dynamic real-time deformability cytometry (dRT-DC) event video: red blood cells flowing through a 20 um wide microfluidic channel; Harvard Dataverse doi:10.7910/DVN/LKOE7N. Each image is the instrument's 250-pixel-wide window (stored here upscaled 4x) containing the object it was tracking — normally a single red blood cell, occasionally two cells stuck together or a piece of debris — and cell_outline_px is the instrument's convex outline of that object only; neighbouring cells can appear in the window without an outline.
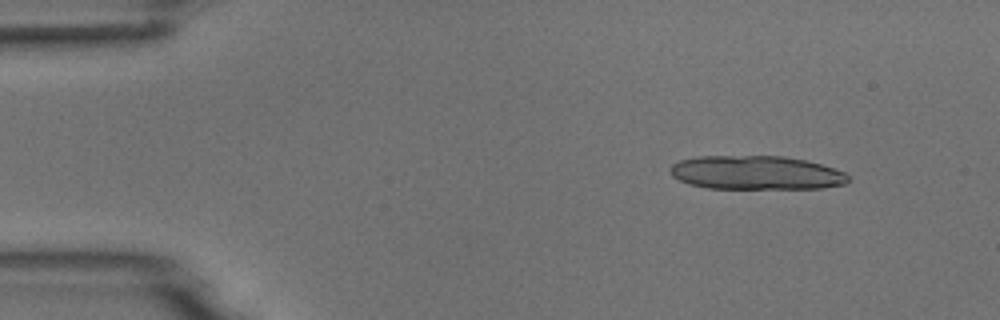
{"species": "common noctule bat (a hibernating species)", "species_latin": "Nyctalus noctula", "temperature_condition": "room temperature", "stored_images_in_passage": 9, "camera_frame_rate_fps": 3000, "um_per_image_px": 0.085, "animal": {"sex": "male", "body_mass_g": 18.8}, "frame": {"image": 1, "passage_image": 1, "time_ms": 0.0, "image_size_px": [1000, 320], "cell_outline_px": [[848, 180], [844, 184], [820, 188], [708, 188], [688, 184], [672, 176], [672, 164], [680, 160], [696, 156], [784, 156], [804, 160], [820, 164], [844, 172], [848, 176]], "centroid_in_image_um": [64.24, 14.68], "position_along_channel_um": 20.8, "area_um2": 34.8}}
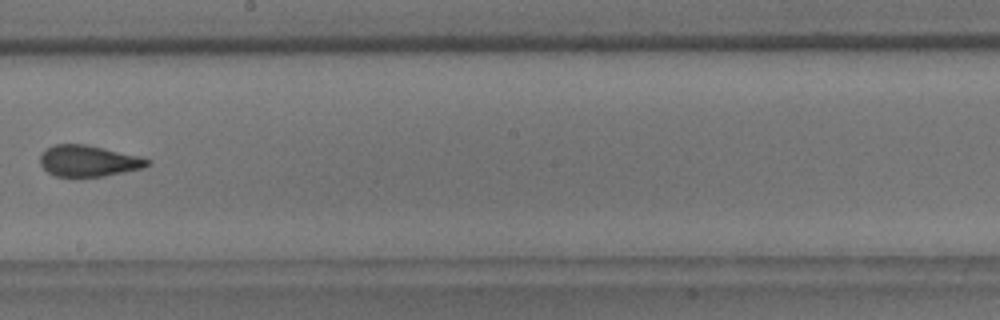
{"frame": {"image": 2, "passage_image": 8, "time_ms": 8.333, "image_size_px": [1000, 320], "cell_outline_px": [[152, 164], [144, 168], [104, 176], [80, 180], [56, 176], [48, 172], [40, 164], [40, 152], [52, 144], [84, 144], [140, 156], [152, 160]], "centroid_in_image_um": [7.51, 13.72], "position_along_channel_um": 240.7, "area_um2": 20.29}}
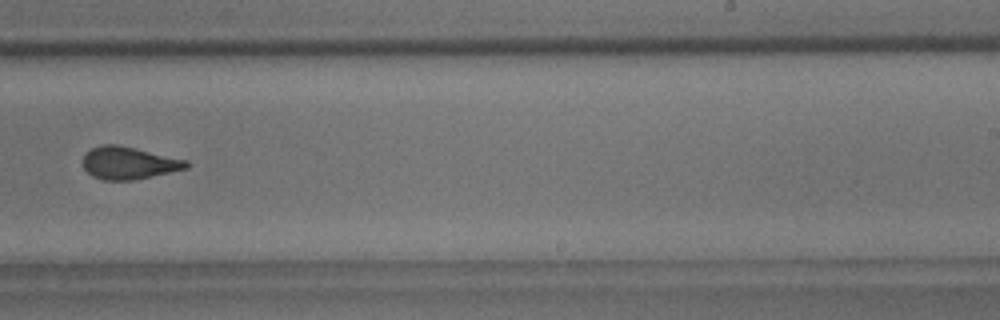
{"frame": {"image": 3, "passage_image": 9, "time_ms": 9.333, "image_size_px": [1000, 320], "cell_outline_px": [[192, 164], [188, 168], [132, 180], [104, 180], [92, 176], [84, 168], [84, 152], [100, 144], [116, 144], [136, 148], [188, 160]], "centroid_in_image_um": [10.96, 13.84], "position_along_channel_um": 278.0, "area_um2": 19.59}}